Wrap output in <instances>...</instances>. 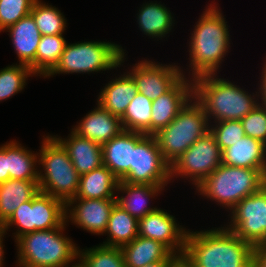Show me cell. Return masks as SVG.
<instances>
[{"label": "cell", "mask_w": 266, "mask_h": 267, "mask_svg": "<svg viewBox=\"0 0 266 267\" xmlns=\"http://www.w3.org/2000/svg\"><path fill=\"white\" fill-rule=\"evenodd\" d=\"M78 259L84 267H126L121 247L99 244L79 249Z\"/></svg>", "instance_id": "cell-33"}, {"label": "cell", "mask_w": 266, "mask_h": 267, "mask_svg": "<svg viewBox=\"0 0 266 267\" xmlns=\"http://www.w3.org/2000/svg\"><path fill=\"white\" fill-rule=\"evenodd\" d=\"M209 4L198 19L189 42L192 80L199 76L217 74L230 44L227 22L217 4Z\"/></svg>", "instance_id": "cell-2"}, {"label": "cell", "mask_w": 266, "mask_h": 267, "mask_svg": "<svg viewBox=\"0 0 266 267\" xmlns=\"http://www.w3.org/2000/svg\"><path fill=\"white\" fill-rule=\"evenodd\" d=\"M74 127L72 131L78 136L88 138L99 145L110 141L123 130L121 118L111 114L99 103Z\"/></svg>", "instance_id": "cell-18"}, {"label": "cell", "mask_w": 266, "mask_h": 267, "mask_svg": "<svg viewBox=\"0 0 266 267\" xmlns=\"http://www.w3.org/2000/svg\"><path fill=\"white\" fill-rule=\"evenodd\" d=\"M66 221L58 228L35 231L16 241L19 267H66L78 259L79 248L63 234Z\"/></svg>", "instance_id": "cell-4"}, {"label": "cell", "mask_w": 266, "mask_h": 267, "mask_svg": "<svg viewBox=\"0 0 266 267\" xmlns=\"http://www.w3.org/2000/svg\"><path fill=\"white\" fill-rule=\"evenodd\" d=\"M188 231L184 254L194 267H253L254 246L225 227Z\"/></svg>", "instance_id": "cell-1"}, {"label": "cell", "mask_w": 266, "mask_h": 267, "mask_svg": "<svg viewBox=\"0 0 266 267\" xmlns=\"http://www.w3.org/2000/svg\"><path fill=\"white\" fill-rule=\"evenodd\" d=\"M36 0H0V32L30 14Z\"/></svg>", "instance_id": "cell-35"}, {"label": "cell", "mask_w": 266, "mask_h": 267, "mask_svg": "<svg viewBox=\"0 0 266 267\" xmlns=\"http://www.w3.org/2000/svg\"><path fill=\"white\" fill-rule=\"evenodd\" d=\"M122 46L101 41L67 43L55 68L46 76L55 74L94 73L120 67L125 61Z\"/></svg>", "instance_id": "cell-8"}, {"label": "cell", "mask_w": 266, "mask_h": 267, "mask_svg": "<svg viewBox=\"0 0 266 267\" xmlns=\"http://www.w3.org/2000/svg\"><path fill=\"white\" fill-rule=\"evenodd\" d=\"M222 164L249 169H266V144L245 135L221 152Z\"/></svg>", "instance_id": "cell-21"}, {"label": "cell", "mask_w": 266, "mask_h": 267, "mask_svg": "<svg viewBox=\"0 0 266 267\" xmlns=\"http://www.w3.org/2000/svg\"><path fill=\"white\" fill-rule=\"evenodd\" d=\"M30 14L33 16L36 26L42 36L63 34L66 30V19L58 8L36 0Z\"/></svg>", "instance_id": "cell-32"}, {"label": "cell", "mask_w": 266, "mask_h": 267, "mask_svg": "<svg viewBox=\"0 0 266 267\" xmlns=\"http://www.w3.org/2000/svg\"><path fill=\"white\" fill-rule=\"evenodd\" d=\"M126 267H143L158 261H170L173 254L165 245L150 238L137 236L121 247Z\"/></svg>", "instance_id": "cell-23"}, {"label": "cell", "mask_w": 266, "mask_h": 267, "mask_svg": "<svg viewBox=\"0 0 266 267\" xmlns=\"http://www.w3.org/2000/svg\"><path fill=\"white\" fill-rule=\"evenodd\" d=\"M240 121L248 137L260 140L266 144V106L259 103Z\"/></svg>", "instance_id": "cell-37"}, {"label": "cell", "mask_w": 266, "mask_h": 267, "mask_svg": "<svg viewBox=\"0 0 266 267\" xmlns=\"http://www.w3.org/2000/svg\"><path fill=\"white\" fill-rule=\"evenodd\" d=\"M66 221V204L51 195L40 192L29 201L23 202L13 215L1 226L6 232L12 225L18 230L15 242L23 235L35 231L55 229Z\"/></svg>", "instance_id": "cell-9"}, {"label": "cell", "mask_w": 266, "mask_h": 267, "mask_svg": "<svg viewBox=\"0 0 266 267\" xmlns=\"http://www.w3.org/2000/svg\"><path fill=\"white\" fill-rule=\"evenodd\" d=\"M253 267H266V242L254 246Z\"/></svg>", "instance_id": "cell-38"}, {"label": "cell", "mask_w": 266, "mask_h": 267, "mask_svg": "<svg viewBox=\"0 0 266 267\" xmlns=\"http://www.w3.org/2000/svg\"><path fill=\"white\" fill-rule=\"evenodd\" d=\"M210 124L203 106L193 97L165 128L153 135L165 161L171 166L210 131Z\"/></svg>", "instance_id": "cell-7"}, {"label": "cell", "mask_w": 266, "mask_h": 267, "mask_svg": "<svg viewBox=\"0 0 266 267\" xmlns=\"http://www.w3.org/2000/svg\"><path fill=\"white\" fill-rule=\"evenodd\" d=\"M266 185V169L218 166L196 190L206 198L231 210L246 196Z\"/></svg>", "instance_id": "cell-5"}, {"label": "cell", "mask_w": 266, "mask_h": 267, "mask_svg": "<svg viewBox=\"0 0 266 267\" xmlns=\"http://www.w3.org/2000/svg\"><path fill=\"white\" fill-rule=\"evenodd\" d=\"M138 93L133 78L126 72L112 79L100 91L97 103L111 114L121 118L130 101Z\"/></svg>", "instance_id": "cell-24"}, {"label": "cell", "mask_w": 266, "mask_h": 267, "mask_svg": "<svg viewBox=\"0 0 266 267\" xmlns=\"http://www.w3.org/2000/svg\"><path fill=\"white\" fill-rule=\"evenodd\" d=\"M78 263H72L73 265H72V267H84L82 264H81V262L78 260L77 261ZM66 267H69V266H66ZM71 267V266H70Z\"/></svg>", "instance_id": "cell-44"}, {"label": "cell", "mask_w": 266, "mask_h": 267, "mask_svg": "<svg viewBox=\"0 0 266 267\" xmlns=\"http://www.w3.org/2000/svg\"><path fill=\"white\" fill-rule=\"evenodd\" d=\"M38 181L8 179L0 183V227L15 210L39 193Z\"/></svg>", "instance_id": "cell-25"}, {"label": "cell", "mask_w": 266, "mask_h": 267, "mask_svg": "<svg viewBox=\"0 0 266 267\" xmlns=\"http://www.w3.org/2000/svg\"><path fill=\"white\" fill-rule=\"evenodd\" d=\"M165 186L167 185L128 184L119 181L117 193L119 194L120 191L123 194L120 197H116V202L132 217L139 220L158 209L156 207H148L147 203L155 195L157 196L161 193ZM124 193L127 195L123 196Z\"/></svg>", "instance_id": "cell-22"}, {"label": "cell", "mask_w": 266, "mask_h": 267, "mask_svg": "<svg viewBox=\"0 0 266 267\" xmlns=\"http://www.w3.org/2000/svg\"><path fill=\"white\" fill-rule=\"evenodd\" d=\"M119 180L104 165L80 175L79 189L74 198L116 199Z\"/></svg>", "instance_id": "cell-26"}, {"label": "cell", "mask_w": 266, "mask_h": 267, "mask_svg": "<svg viewBox=\"0 0 266 267\" xmlns=\"http://www.w3.org/2000/svg\"><path fill=\"white\" fill-rule=\"evenodd\" d=\"M142 132L123 130L102 145L103 165L122 181L133 166V148L145 136Z\"/></svg>", "instance_id": "cell-17"}, {"label": "cell", "mask_w": 266, "mask_h": 267, "mask_svg": "<svg viewBox=\"0 0 266 267\" xmlns=\"http://www.w3.org/2000/svg\"><path fill=\"white\" fill-rule=\"evenodd\" d=\"M69 138L53 137L64 147L79 175L98 169L103 165L102 145L78 136L71 131Z\"/></svg>", "instance_id": "cell-19"}, {"label": "cell", "mask_w": 266, "mask_h": 267, "mask_svg": "<svg viewBox=\"0 0 266 267\" xmlns=\"http://www.w3.org/2000/svg\"><path fill=\"white\" fill-rule=\"evenodd\" d=\"M214 123L210 125V132L215 136L221 152L246 135L240 120L217 121Z\"/></svg>", "instance_id": "cell-36"}, {"label": "cell", "mask_w": 266, "mask_h": 267, "mask_svg": "<svg viewBox=\"0 0 266 267\" xmlns=\"http://www.w3.org/2000/svg\"><path fill=\"white\" fill-rule=\"evenodd\" d=\"M138 227V219L132 217L116 203L111 211L107 229L104 232L109 237H107V241L103 242V245L122 247L130 243L138 236Z\"/></svg>", "instance_id": "cell-29"}, {"label": "cell", "mask_w": 266, "mask_h": 267, "mask_svg": "<svg viewBox=\"0 0 266 267\" xmlns=\"http://www.w3.org/2000/svg\"><path fill=\"white\" fill-rule=\"evenodd\" d=\"M137 20L141 31L152 38L165 37L175 24L170 10L156 1L143 4L137 14Z\"/></svg>", "instance_id": "cell-27"}, {"label": "cell", "mask_w": 266, "mask_h": 267, "mask_svg": "<svg viewBox=\"0 0 266 267\" xmlns=\"http://www.w3.org/2000/svg\"><path fill=\"white\" fill-rule=\"evenodd\" d=\"M151 108L152 100L138 92L121 117L124 130L151 135Z\"/></svg>", "instance_id": "cell-31"}, {"label": "cell", "mask_w": 266, "mask_h": 267, "mask_svg": "<svg viewBox=\"0 0 266 267\" xmlns=\"http://www.w3.org/2000/svg\"><path fill=\"white\" fill-rule=\"evenodd\" d=\"M6 159L9 179L38 181V153H32L14 140L6 143Z\"/></svg>", "instance_id": "cell-28"}, {"label": "cell", "mask_w": 266, "mask_h": 267, "mask_svg": "<svg viewBox=\"0 0 266 267\" xmlns=\"http://www.w3.org/2000/svg\"><path fill=\"white\" fill-rule=\"evenodd\" d=\"M9 179L8 165L6 159V144L0 146V183Z\"/></svg>", "instance_id": "cell-39"}, {"label": "cell", "mask_w": 266, "mask_h": 267, "mask_svg": "<svg viewBox=\"0 0 266 267\" xmlns=\"http://www.w3.org/2000/svg\"><path fill=\"white\" fill-rule=\"evenodd\" d=\"M184 75L169 91L152 100L151 135L165 128L194 97V83Z\"/></svg>", "instance_id": "cell-16"}, {"label": "cell", "mask_w": 266, "mask_h": 267, "mask_svg": "<svg viewBox=\"0 0 266 267\" xmlns=\"http://www.w3.org/2000/svg\"><path fill=\"white\" fill-rule=\"evenodd\" d=\"M35 75L31 68L23 64H12L0 70V101L7 100L21 92L28 77Z\"/></svg>", "instance_id": "cell-34"}, {"label": "cell", "mask_w": 266, "mask_h": 267, "mask_svg": "<svg viewBox=\"0 0 266 267\" xmlns=\"http://www.w3.org/2000/svg\"><path fill=\"white\" fill-rule=\"evenodd\" d=\"M128 184L167 185L171 166L165 161L153 135H145L133 148V166L122 180Z\"/></svg>", "instance_id": "cell-12"}, {"label": "cell", "mask_w": 266, "mask_h": 267, "mask_svg": "<svg viewBox=\"0 0 266 267\" xmlns=\"http://www.w3.org/2000/svg\"><path fill=\"white\" fill-rule=\"evenodd\" d=\"M66 44L63 34L41 37L35 57L36 76L46 77L55 68Z\"/></svg>", "instance_id": "cell-30"}, {"label": "cell", "mask_w": 266, "mask_h": 267, "mask_svg": "<svg viewBox=\"0 0 266 267\" xmlns=\"http://www.w3.org/2000/svg\"><path fill=\"white\" fill-rule=\"evenodd\" d=\"M138 225V236L161 242L175 255L184 254L189 229L177 224L175 216L158 208L139 219Z\"/></svg>", "instance_id": "cell-14"}, {"label": "cell", "mask_w": 266, "mask_h": 267, "mask_svg": "<svg viewBox=\"0 0 266 267\" xmlns=\"http://www.w3.org/2000/svg\"><path fill=\"white\" fill-rule=\"evenodd\" d=\"M43 137L38 153V165L44 170L39 169V190L66 204L77 194L80 175L64 147L51 135Z\"/></svg>", "instance_id": "cell-6"}, {"label": "cell", "mask_w": 266, "mask_h": 267, "mask_svg": "<svg viewBox=\"0 0 266 267\" xmlns=\"http://www.w3.org/2000/svg\"><path fill=\"white\" fill-rule=\"evenodd\" d=\"M116 203V199L72 198L66 203V222L71 221L90 233L103 235Z\"/></svg>", "instance_id": "cell-15"}, {"label": "cell", "mask_w": 266, "mask_h": 267, "mask_svg": "<svg viewBox=\"0 0 266 267\" xmlns=\"http://www.w3.org/2000/svg\"><path fill=\"white\" fill-rule=\"evenodd\" d=\"M7 234V232H5L1 227H0V267H3V255H4V251H3V237Z\"/></svg>", "instance_id": "cell-42"}, {"label": "cell", "mask_w": 266, "mask_h": 267, "mask_svg": "<svg viewBox=\"0 0 266 267\" xmlns=\"http://www.w3.org/2000/svg\"><path fill=\"white\" fill-rule=\"evenodd\" d=\"M221 164L220 147L208 131L171 165V180L179 176L190 177L189 181L197 188Z\"/></svg>", "instance_id": "cell-10"}, {"label": "cell", "mask_w": 266, "mask_h": 267, "mask_svg": "<svg viewBox=\"0 0 266 267\" xmlns=\"http://www.w3.org/2000/svg\"><path fill=\"white\" fill-rule=\"evenodd\" d=\"M12 40L19 64L27 65L35 74V57L42 35L31 14L6 29Z\"/></svg>", "instance_id": "cell-20"}, {"label": "cell", "mask_w": 266, "mask_h": 267, "mask_svg": "<svg viewBox=\"0 0 266 267\" xmlns=\"http://www.w3.org/2000/svg\"><path fill=\"white\" fill-rule=\"evenodd\" d=\"M262 75H261V81H260V90H258L260 93L259 95V98L261 100V104H263L264 106H266V62L264 63L263 65V68H262Z\"/></svg>", "instance_id": "cell-41"}, {"label": "cell", "mask_w": 266, "mask_h": 267, "mask_svg": "<svg viewBox=\"0 0 266 267\" xmlns=\"http://www.w3.org/2000/svg\"><path fill=\"white\" fill-rule=\"evenodd\" d=\"M133 65L127 73L133 78L138 92L151 100L165 94L184 76L175 63L163 65L145 59Z\"/></svg>", "instance_id": "cell-13"}, {"label": "cell", "mask_w": 266, "mask_h": 267, "mask_svg": "<svg viewBox=\"0 0 266 267\" xmlns=\"http://www.w3.org/2000/svg\"><path fill=\"white\" fill-rule=\"evenodd\" d=\"M167 267H194V264L186 257L185 254L175 255Z\"/></svg>", "instance_id": "cell-40"}, {"label": "cell", "mask_w": 266, "mask_h": 267, "mask_svg": "<svg viewBox=\"0 0 266 267\" xmlns=\"http://www.w3.org/2000/svg\"><path fill=\"white\" fill-rule=\"evenodd\" d=\"M170 261H158L147 264L143 267H167Z\"/></svg>", "instance_id": "cell-43"}, {"label": "cell", "mask_w": 266, "mask_h": 267, "mask_svg": "<svg viewBox=\"0 0 266 267\" xmlns=\"http://www.w3.org/2000/svg\"><path fill=\"white\" fill-rule=\"evenodd\" d=\"M194 98L203 106L208 121L241 120L258 104V94H248L228 79L208 74L195 78ZM256 96V97H255Z\"/></svg>", "instance_id": "cell-3"}, {"label": "cell", "mask_w": 266, "mask_h": 267, "mask_svg": "<svg viewBox=\"0 0 266 267\" xmlns=\"http://www.w3.org/2000/svg\"><path fill=\"white\" fill-rule=\"evenodd\" d=\"M226 229L253 246L266 242V185L246 196L231 210Z\"/></svg>", "instance_id": "cell-11"}]
</instances>
